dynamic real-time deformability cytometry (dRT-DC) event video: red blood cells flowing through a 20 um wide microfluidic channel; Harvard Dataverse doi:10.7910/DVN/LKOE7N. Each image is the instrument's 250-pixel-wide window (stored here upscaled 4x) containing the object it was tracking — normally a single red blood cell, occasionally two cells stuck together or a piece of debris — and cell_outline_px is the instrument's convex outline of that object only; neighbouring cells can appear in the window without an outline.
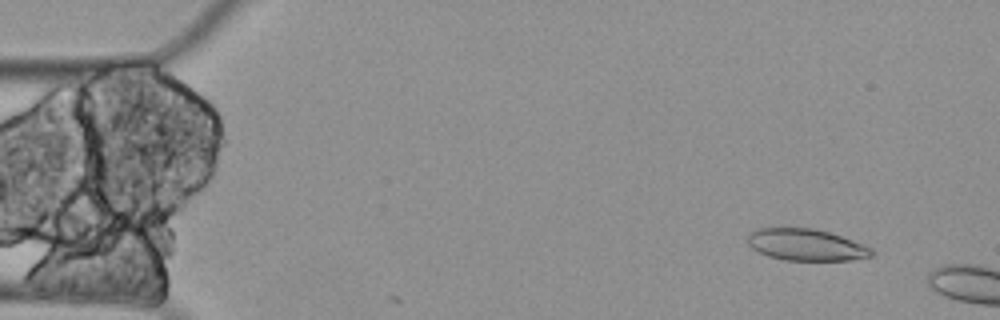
{"species": "Egyptian fruit bat (a non-hibernating species)", "species_latin": "Rousettus aegyptiacus", "temperature_condition": "cold", "stored_images_in_passage": 3, "camera_frame_rate_fps": 3000, "um_per_image_px": 0.085, "animal": {"sex": "female"}, "frame": {"image": 1, "passage_image": 1, "time_ms": 0.0, "image_size_px": [1000, 320], "cell_outline_px": [[876, 252], [872, 256], [852, 260], [784, 260], [768, 256], [752, 248], [748, 244], [748, 236], [752, 232], [760, 228], [812, 228], [828, 232], [840, 236], [872, 248]], "centroid_in_image_um": [68.54, 20.82], "position_along_channel_um": 16.5, "area_um2": 22.66}}